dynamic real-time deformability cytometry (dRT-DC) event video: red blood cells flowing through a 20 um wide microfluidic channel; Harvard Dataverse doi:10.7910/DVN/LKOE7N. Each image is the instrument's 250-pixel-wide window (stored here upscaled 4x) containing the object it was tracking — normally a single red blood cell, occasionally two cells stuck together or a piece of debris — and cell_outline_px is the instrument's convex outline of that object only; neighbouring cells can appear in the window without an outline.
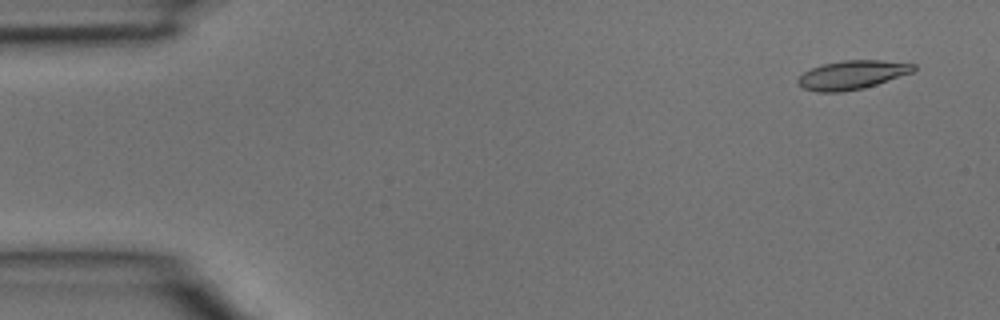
{"species": "common noctule bat (a hibernating species)", "species_latin": "Nyctalus noctula", "temperature_condition": "room temperature", "stored_images_in_passage": 4, "camera_frame_rate_fps": 3000, "um_per_image_px": 0.085, "animal": {"sex": "male", "body_mass_g": 15.6}, "frame": {"image": 1, "passage_image": 1, "time_ms": 0.0, "image_size_px": [1000, 320], "cell_outline_px": [[916, 68], [912, 72], [864, 88], [840, 92], [816, 92], [800, 88], [796, 84], [796, 80], [804, 72], [812, 68], [824, 64], [844, 60], [880, 60], [916, 64]], "centroid_in_image_um": [72.37, 6.37], "position_along_channel_um": 12.6, "area_um2": 19.36}}